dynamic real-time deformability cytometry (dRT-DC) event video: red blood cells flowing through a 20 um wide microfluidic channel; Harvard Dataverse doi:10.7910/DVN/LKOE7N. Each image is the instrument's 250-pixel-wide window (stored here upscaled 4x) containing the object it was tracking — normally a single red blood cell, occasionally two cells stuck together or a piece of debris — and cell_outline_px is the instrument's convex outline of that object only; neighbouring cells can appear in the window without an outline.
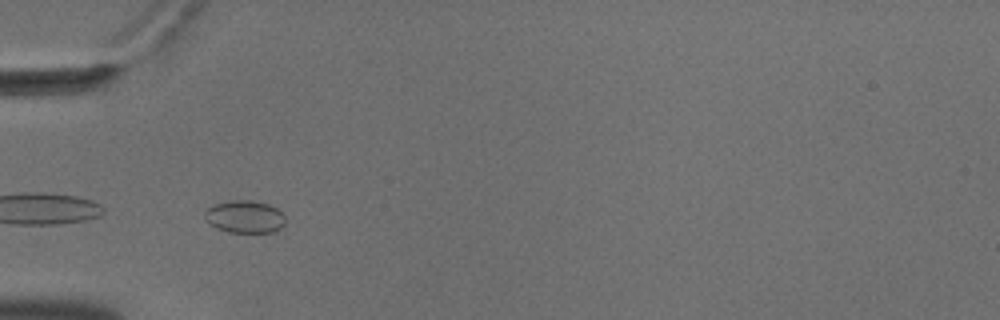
{"species": "common noctule bat (a hibernating species)", "species_latin": "Nyctalus noctula", "temperature_condition": "cold", "stored_images_in_passage": 39, "camera_frame_rate_fps": 3000, "um_per_image_px": 0.085, "animal": {"sex": "male", "body_mass_g": 18.8}, "frame": {"image": 1, "passage_image": 1, "time_ms": 0.0, "image_size_px": [1000, 320], "cell_outline_px": [[284, 224], [276, 232], [228, 232], [216, 228], [204, 216], [204, 212], [212, 204], [228, 200], [248, 200], [268, 204], [276, 208], [284, 216]], "centroid_in_image_um": [20.79, 18.41], "position_along_channel_um": 64.2, "area_um2": 15.2}, "authors_computed_cell_mechanics": {"area_um2": 14.0454, "velocity_mm_per_s": 3.6118, "shape_relaxation_time_tau1_ms": null, "shape_relaxation_time_tau2_ms": 2.6049, "deformation_change_tau1": null, "deformation_change_tau2": 0.0212}}